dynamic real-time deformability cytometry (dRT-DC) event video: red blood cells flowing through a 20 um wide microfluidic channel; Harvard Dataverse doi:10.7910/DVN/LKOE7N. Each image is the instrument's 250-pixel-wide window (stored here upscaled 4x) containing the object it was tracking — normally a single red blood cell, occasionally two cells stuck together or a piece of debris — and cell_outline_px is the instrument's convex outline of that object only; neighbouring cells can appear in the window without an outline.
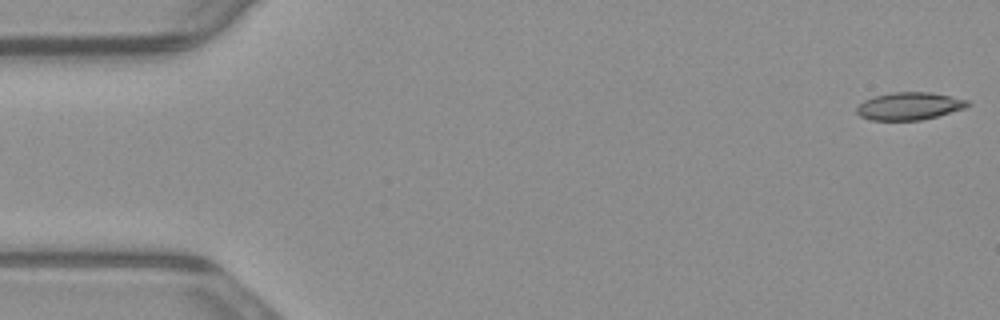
{"species": "common noctule bat (a hibernating species)", "species_latin": "Nyctalus noctula", "temperature_condition": "warm", "stored_images_in_passage": 1, "camera_frame_rate_fps": 3000, "um_per_image_px": 0.085, "animal": {"sex": "male", "body_mass_g": 23.1, "forearm_length_mm": 52.7}, "frame": {"image": 1, "passage_image": 1, "time_ms": 0.0, "image_size_px": [1000, 320], "cell_outline_px": [[952, 108], [944, 112], [932, 116], [908, 120], [884, 120], [872, 116], [888, 96], [940, 96]], "centroid_in_image_um": [77.43, 9.15], "position_along_channel_um": 7.6, "area_um2": 10.58}}